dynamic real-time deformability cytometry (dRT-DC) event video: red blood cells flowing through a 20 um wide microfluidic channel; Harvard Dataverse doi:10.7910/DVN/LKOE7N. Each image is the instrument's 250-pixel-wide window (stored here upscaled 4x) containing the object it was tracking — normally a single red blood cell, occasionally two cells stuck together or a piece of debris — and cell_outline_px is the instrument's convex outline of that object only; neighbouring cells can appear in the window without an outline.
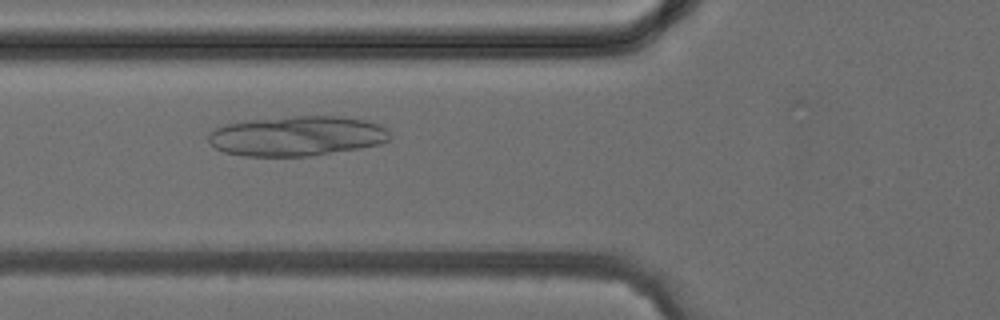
{"species": "common noctule bat (a hibernating species)", "species_latin": "Nyctalus noctula", "temperature_condition": "cold", "stored_images_in_passage": 42, "camera_frame_rate_fps": 3000, "um_per_image_px": 0.085, "animal": {"sex": "female", "body_mass_g": 24.6, "forearm_length_mm": 56.2}, "frame": {"image": 1, "passage_image": 16, "time_ms": 5.0, "image_size_px": [1000, 320], "cell_outline_px": [[388, 140], [376, 144], [360, 148], [308, 156], [244, 156], [224, 152], [216, 148], [208, 140], [208, 132], [224, 124], [248, 120], [292, 116], [340, 116], [364, 120], [376, 124], [384, 128], [388, 132]], "centroid_in_image_um": [25.16, 11.56], "position_along_channel_um": 100.6, "area_um2": 41.91}}
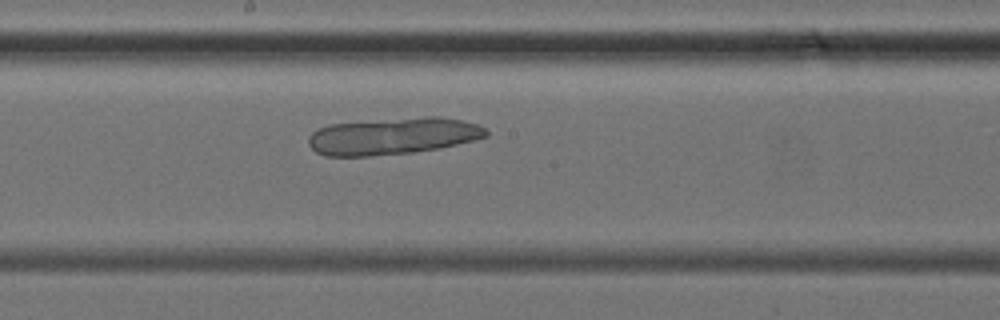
{"frame": {"image": 2, "passage_image": 23, "time_ms": 7.333, "image_size_px": [1000, 320], "cell_outline_px": [[488, 136], [440, 148], [412, 152], [368, 156], [324, 156], [316, 152], [308, 144], [308, 136], [312, 132], [328, 124], [428, 116], [440, 116], [460, 120], [476, 124], [484, 128], [488, 132]], "centroid_in_image_um": [33.36, 11.57], "position_along_channel_um": 214.8, "area_um2": 37.97}}
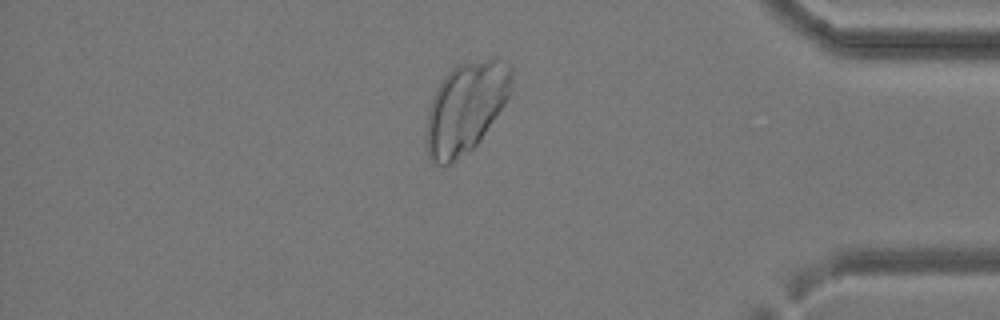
{"frame": {"image": 3, "passage_image": 36, "time_ms": 11.667, "image_size_px": [1000, 320], "cell_outline_px": [[512, 88], [504, 104], [480, 140], [472, 148], [444, 168], [428, 160], [424, 136], [428, 112], [436, 88], [444, 76], [456, 64], [484, 60], [496, 60], [512, 64]], "centroid_in_image_um": [39.55, 9.19], "position_along_channel_um": 395.7, "area_um2": 45.14}}